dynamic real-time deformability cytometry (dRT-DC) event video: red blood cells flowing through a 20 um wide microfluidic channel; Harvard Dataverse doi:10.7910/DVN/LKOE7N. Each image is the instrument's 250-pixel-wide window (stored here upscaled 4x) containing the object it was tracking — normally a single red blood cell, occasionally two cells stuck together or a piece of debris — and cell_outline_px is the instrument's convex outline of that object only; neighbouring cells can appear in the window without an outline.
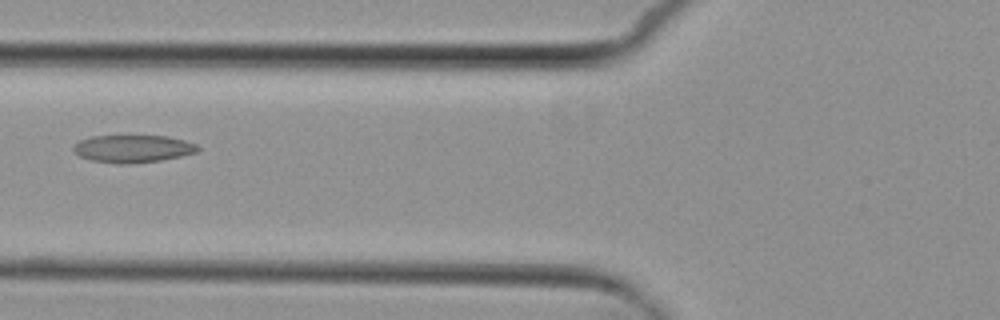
{"species": "common noctule bat (a hibernating species)", "species_latin": "Nyctalus noctula", "temperature_condition": "cold", "stored_images_in_passage": 7, "camera_frame_rate_fps": 3000, "um_per_image_px": 0.085, "animal": {"sex": "female", "body_mass_g": 29.2, "forearm_length_mm": 56.3}, "frame": {"image": 1, "passage_image": 7, "time_ms": 7.0, "image_size_px": [1000, 320], "cell_outline_px": [[200, 148], [196, 152], [180, 156], [160, 160], [124, 164], [116, 164], [92, 160], [80, 156], [72, 148], [80, 140], [92, 136], [168, 136], [184, 140], [196, 144]], "centroid_in_image_um": [11.3, 12.63], "position_along_channel_um": 114.5, "area_um2": 19.71}}